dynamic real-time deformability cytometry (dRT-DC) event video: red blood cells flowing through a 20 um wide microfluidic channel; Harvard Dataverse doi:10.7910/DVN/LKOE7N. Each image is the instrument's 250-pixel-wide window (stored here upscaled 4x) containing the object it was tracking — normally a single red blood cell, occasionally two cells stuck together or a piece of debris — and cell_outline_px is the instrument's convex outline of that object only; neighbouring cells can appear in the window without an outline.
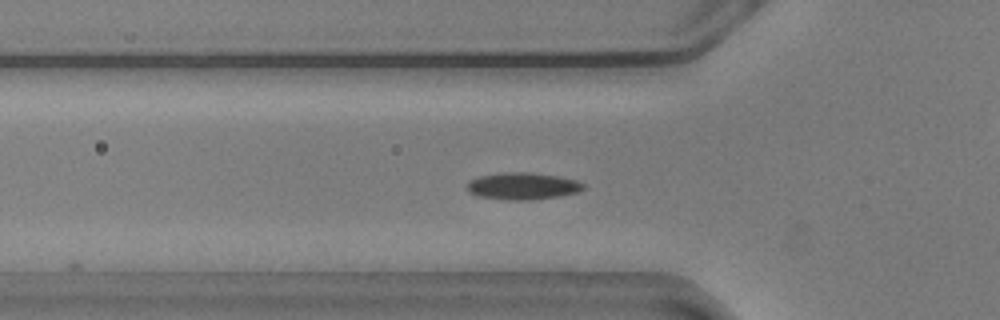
{"species": "common noctule bat (a hibernating species)", "species_latin": "Nyctalus noctula", "temperature_condition": "warm", "stored_images_in_passage": 47, "segment_of_instrument_passage": [1, 2], "camera_frame_rate_fps": 3000, "um_per_image_px": 0.085, "animal": {"sex": "male", "body_mass_g": 20.5, "forearm_length_mm": 52.5}, "frame": {"image": 1, "passage_image": 8, "time_ms": 2.333, "image_size_px": [1000, 320], "cell_outline_px": [[584, 188], [576, 192], [560, 196], [528, 200], [512, 200], [476, 196], [468, 192], [468, 180], [480, 176], [508, 172], [528, 172], [556, 176], [576, 180], [584, 184]], "centroid_in_image_um": [44.4, 15.82], "position_along_channel_um": 81.4, "area_um2": 18.09}}
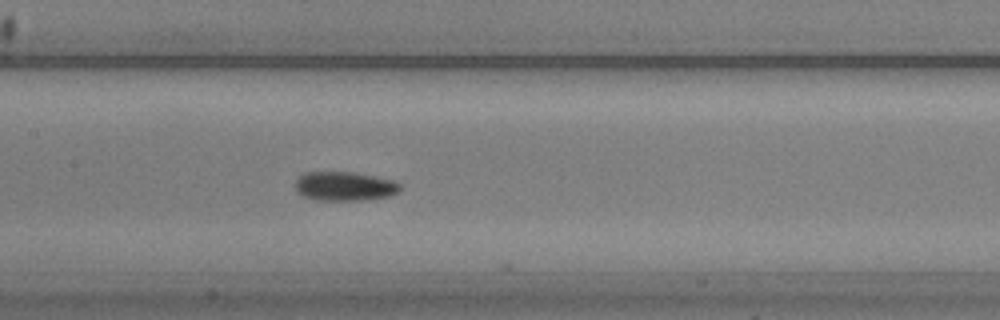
{"frame": {"image": 2, "passage_image": 16, "time_ms": 5.0, "image_size_px": [1000, 320], "cell_outline_px": [[400, 192], [392, 196], [368, 200], [316, 200], [304, 196], [296, 192], [296, 180], [304, 172], [352, 172], [392, 180], [400, 184]], "centroid_in_image_um": [29.31, 15.84], "position_along_channel_um": 178.1, "area_um2": 17.86}}
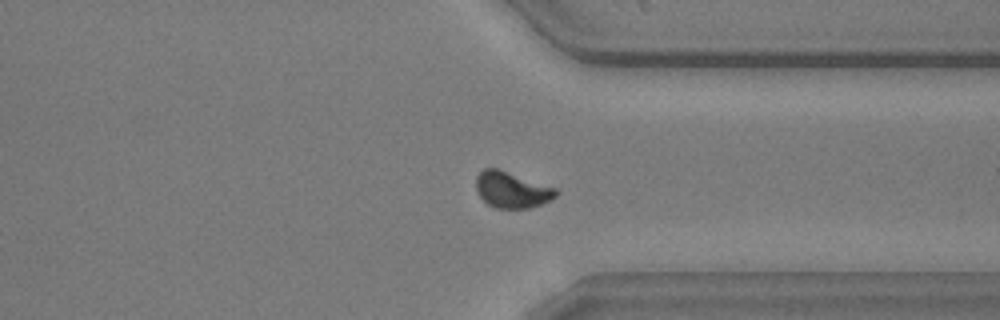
{"frame": {"image": 3, "passage_image": 32, "time_ms": 10.333, "image_size_px": [1000, 320], "cell_outline_px": [[556, 196], [552, 200], [528, 208], [496, 208], [488, 204], [480, 196], [476, 188], [476, 176], [484, 168], [496, 168], [556, 188]], "centroid_in_image_um": [43.49, 16.14], "position_along_channel_um": 367.9, "area_um2": 16.53}}